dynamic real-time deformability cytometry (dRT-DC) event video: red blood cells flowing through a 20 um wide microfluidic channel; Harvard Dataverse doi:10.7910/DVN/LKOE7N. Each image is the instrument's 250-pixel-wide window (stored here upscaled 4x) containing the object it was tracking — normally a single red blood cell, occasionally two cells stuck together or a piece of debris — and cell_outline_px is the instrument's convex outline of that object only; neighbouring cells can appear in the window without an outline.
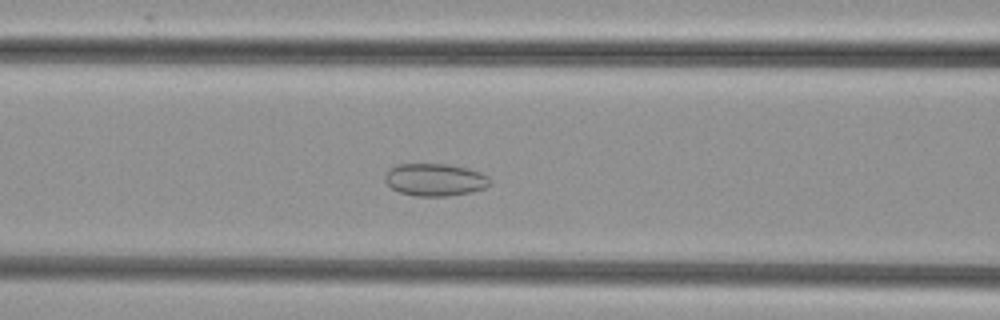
{"species": "common noctule bat (a hibernating species)", "species_latin": "Nyctalus noctula", "temperature_condition": "cold", "stored_images_in_passage": 44, "camera_frame_rate_fps": 3000, "um_per_image_px": 0.085, "animal": {"sex": "female", "body_mass_g": 29.2, "forearm_length_mm": 56.3}, "frame": {"image": 1, "passage_image": 14, "time_ms": 4.333, "image_size_px": [1000, 320], "cell_outline_px": [[488, 184], [484, 188], [472, 192], [444, 196], [416, 196], [400, 192], [392, 188], [384, 180], [384, 176], [388, 168], [396, 164], [448, 164], [468, 168], [480, 172], [488, 176]], "centroid_in_image_um": [36.93, 15.26], "position_along_channel_um": 129.7, "area_um2": 19.83}}
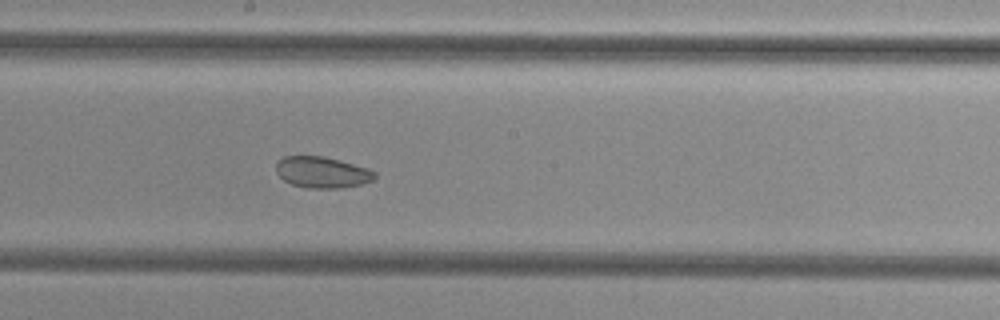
{"frame": {"image": 2, "passage_image": 21, "time_ms": 6.667, "image_size_px": [1000, 320], "cell_outline_px": [[376, 176], [372, 180], [360, 184], [344, 188], [308, 188], [292, 184], [284, 180], [276, 172], [276, 164], [284, 156], [324, 156], [340, 160], [368, 168], [376, 172]], "centroid_in_image_um": [27.39, 14.64], "position_along_channel_um": 220.8, "area_um2": 17.92}}
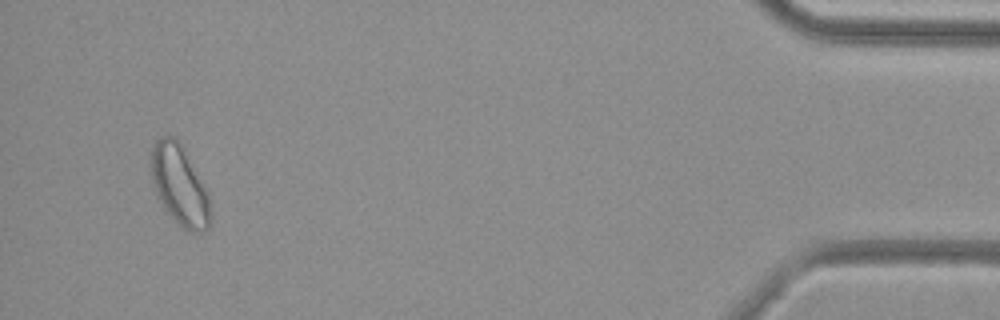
{"frame": {"image": 3, "passage_image": 42, "time_ms": 13.667, "image_size_px": [1000, 320], "cell_outline_px": [[212, 224], [208, 228], [200, 232], [188, 232], [164, 208], [156, 196], [152, 184], [148, 168], [148, 164], [152, 144], [160, 136], [176, 136], [208, 192], [212, 216]], "centroid_in_image_um": [15.22, 15.73], "position_along_channel_um": 420.0, "area_um2": 28.26}}